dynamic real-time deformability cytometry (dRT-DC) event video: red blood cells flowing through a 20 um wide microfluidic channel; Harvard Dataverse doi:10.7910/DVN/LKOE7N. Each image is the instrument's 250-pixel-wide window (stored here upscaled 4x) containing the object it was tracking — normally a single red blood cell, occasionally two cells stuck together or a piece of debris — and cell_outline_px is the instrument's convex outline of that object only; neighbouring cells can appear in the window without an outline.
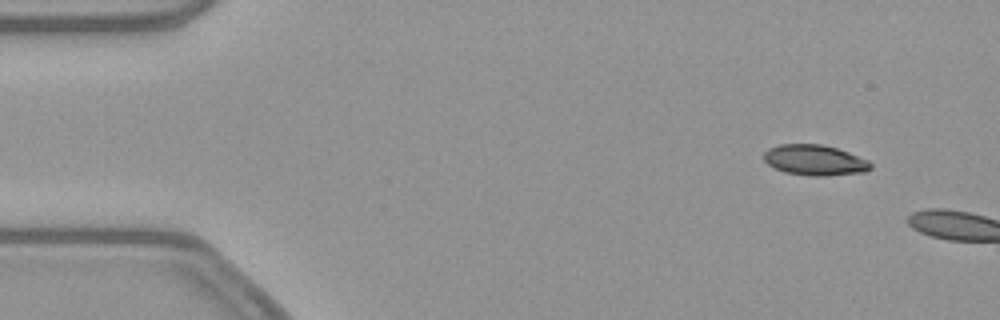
{"species": "common noctule bat (a hibernating species)", "species_latin": "Nyctalus noctula", "temperature_condition": "warm", "stored_images_in_passage": 8, "camera_frame_rate_fps": 3000, "um_per_image_px": 0.085, "animal": {"sex": "female", "body_mass_g": 21.9}, "frame": {"image": 1, "passage_image": 5, "time_ms": 1.333, "image_size_px": [1000, 320], "cell_outline_px": [[872, 168], [864, 172], [824, 176], [812, 176], [784, 172], [768, 164], [764, 160], [764, 152], [768, 148], [780, 144], [820, 144], [836, 148], [848, 152], [868, 160], [872, 164]], "centroid_in_image_um": [69.25, 13.61], "position_along_channel_um": 15.7, "area_um2": 18.96}}